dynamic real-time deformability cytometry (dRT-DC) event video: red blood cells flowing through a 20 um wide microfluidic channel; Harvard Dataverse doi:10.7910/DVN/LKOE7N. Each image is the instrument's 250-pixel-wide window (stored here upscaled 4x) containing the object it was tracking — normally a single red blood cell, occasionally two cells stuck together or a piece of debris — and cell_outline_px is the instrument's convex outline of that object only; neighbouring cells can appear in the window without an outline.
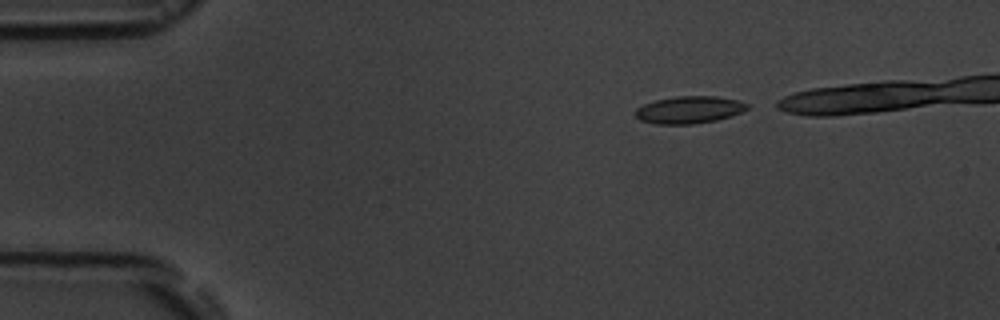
{"species": "common noctule bat (a hibernating species)", "species_latin": "Nyctalus noctula", "temperature_condition": "room temperature", "stored_images_in_passage": 3, "camera_frame_rate_fps": 3000, "um_per_image_px": 0.085, "animal": {"sex": "male", "body_mass_g": 19.5, "forearm_length_mm": 54.6}, "frame": {"image": 1, "passage_image": 1, "time_ms": 0.0, "image_size_px": [1000, 320], "cell_outline_px": [[748, 108], [740, 112], [716, 120], [692, 124], [656, 124], [640, 120], [636, 116], [636, 108], [644, 104], [656, 100], [676, 96], [716, 96], [736, 100], [748, 104]], "centroid_in_image_um": [58.55, 9.33], "position_along_channel_um": 26.5, "area_um2": 17.51}}